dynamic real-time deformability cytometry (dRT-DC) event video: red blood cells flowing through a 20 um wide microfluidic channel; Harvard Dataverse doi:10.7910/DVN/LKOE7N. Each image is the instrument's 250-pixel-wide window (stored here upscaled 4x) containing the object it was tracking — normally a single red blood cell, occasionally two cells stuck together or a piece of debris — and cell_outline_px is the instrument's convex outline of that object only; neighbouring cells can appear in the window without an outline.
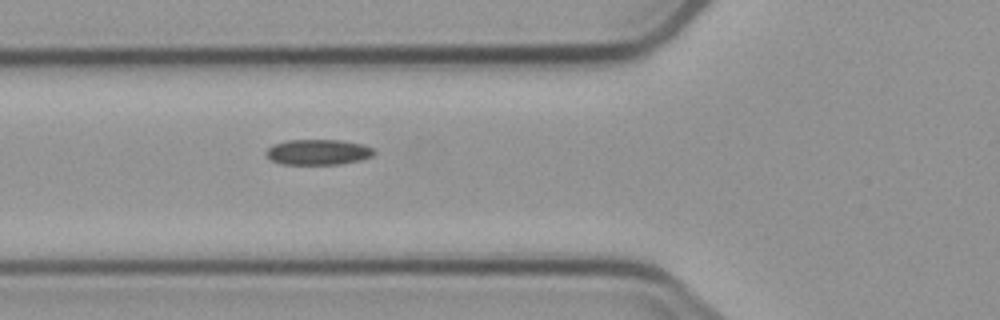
{"species": "common noctule bat (a hibernating species)", "species_latin": "Nyctalus noctula", "temperature_condition": "cold", "stored_images_in_passage": 6, "camera_frame_rate_fps": 3000, "um_per_image_px": 0.085, "animal": {"sex": "male", "body_mass_g": 23.1, "forearm_length_mm": 52.7}, "frame": {"image": 1, "passage_image": 6, "time_ms": 6.0, "image_size_px": [1000, 320], "cell_outline_px": [[376, 152], [372, 156], [360, 160], [340, 164], [280, 164], [264, 156], [264, 152], [272, 144], [288, 140], [340, 140], [364, 144], [372, 148]], "centroid_in_image_um": [27.01, 12.92], "position_along_channel_um": 98.8, "area_um2": 16.18}}